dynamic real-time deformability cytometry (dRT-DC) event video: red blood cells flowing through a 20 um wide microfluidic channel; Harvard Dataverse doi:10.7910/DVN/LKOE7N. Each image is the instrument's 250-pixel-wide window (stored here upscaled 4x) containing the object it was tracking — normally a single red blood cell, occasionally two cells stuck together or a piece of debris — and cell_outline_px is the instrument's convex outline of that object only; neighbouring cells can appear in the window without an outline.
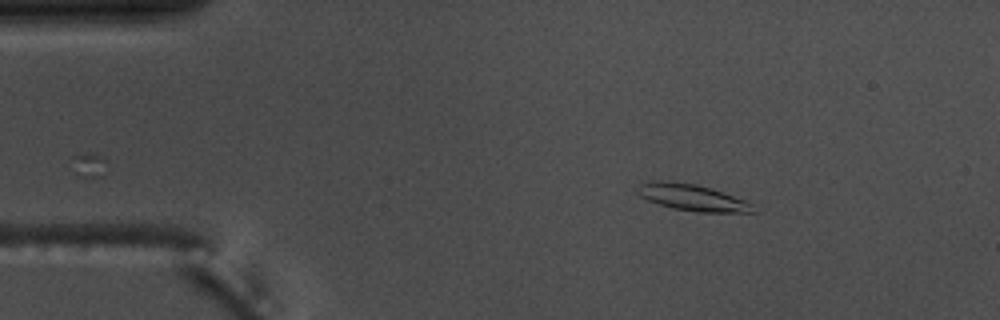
{"species": "common noctule bat (a hibernating species)", "species_latin": "Nyctalus noctula", "temperature_condition": "warm", "stored_images_in_passage": 50, "camera_frame_rate_fps": 3000, "um_per_image_px": 0.085, "animal": {"sex": "male", "body_mass_g": 17.5, "forearm_length_mm": 52.3}, "frame": {"image": 1, "passage_image": 3, "time_ms": 0.667, "image_size_px": [1000, 320], "cell_outline_px": [[756, 212], [696, 212], [672, 208], [648, 200], [640, 196], [636, 192], [640, 184], [644, 180], [660, 180], [696, 184], [712, 188], [744, 200], [752, 204]], "centroid_in_image_um": [58.79, 16.77], "position_along_channel_um": 26.2, "area_um2": 17.86}}
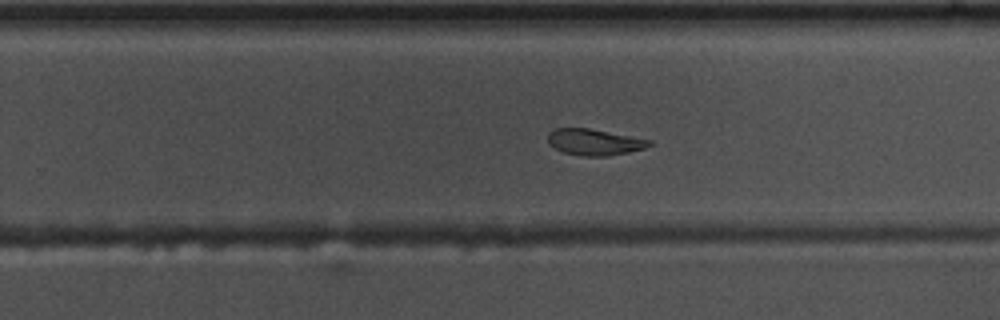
{"frame": {"image": 2, "passage_image": 29, "time_ms": 9.333, "image_size_px": [1000, 320], "cell_outline_px": [[652, 144], [644, 148], [628, 152], [608, 156], [584, 156], [564, 152], [548, 144], [548, 132], [556, 128], [588, 128], [652, 140]], "centroid_in_image_um": [50.51, 12.07], "position_along_channel_um": 279.3, "area_um2": 15.37}}
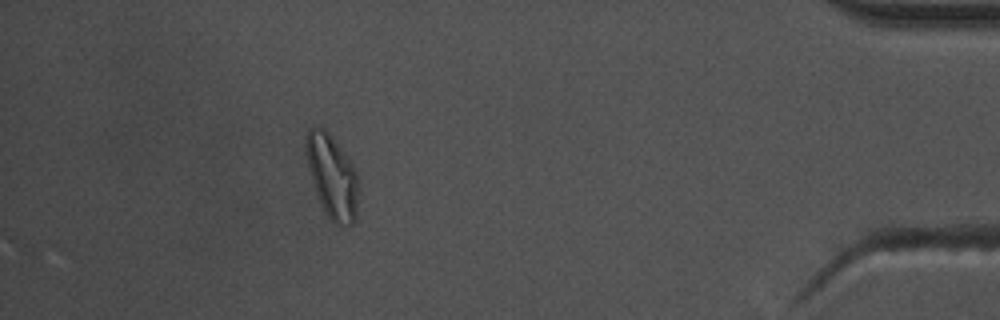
{"frame": {"image": 3, "passage_image": 44, "time_ms": 14.333, "image_size_px": [1000, 320], "cell_outline_px": [[356, 220], [352, 224], [336, 224], [324, 212], [320, 204], [308, 168], [304, 152], [304, 140], [308, 128], [316, 124], [324, 128], [332, 136], [344, 152], [352, 164], [356, 172]], "centroid_in_image_um": [28.16, 14.91], "position_along_channel_um": 407.0, "area_um2": 25.43}, "authors_computed_cell_mechanics": {"area_um2": 16.7909, "velocity_mm_per_s": 3.6534, "shape_relaxation_time_tau1_ms": 9.2828, "shape_relaxation_time_tau2_ms": 7.8654, "deformation_change_tau1": 0.2424, "deformation_change_tau2": 0.1468}}